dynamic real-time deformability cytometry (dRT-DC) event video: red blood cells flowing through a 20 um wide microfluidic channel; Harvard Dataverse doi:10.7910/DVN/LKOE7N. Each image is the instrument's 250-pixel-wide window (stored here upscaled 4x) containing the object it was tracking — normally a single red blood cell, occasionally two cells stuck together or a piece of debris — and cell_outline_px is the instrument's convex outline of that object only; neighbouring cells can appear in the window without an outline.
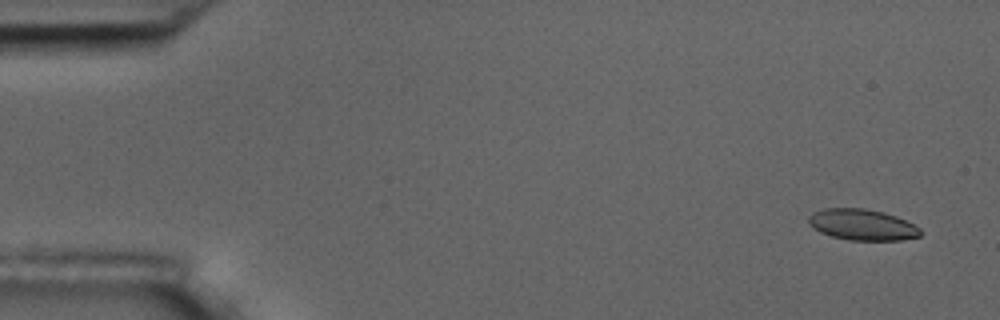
{"species": "common noctule bat (a hibernating species)", "species_latin": "Nyctalus noctula", "temperature_condition": "room temperature", "stored_images_in_passage": 4, "camera_frame_rate_fps": 3000, "um_per_image_px": 0.085, "animal": {"sex": "male", "body_mass_g": 17.5, "forearm_length_mm": 52.3}, "frame": {"image": 1, "passage_image": 1, "time_ms": 0.0, "image_size_px": [1000, 320], "cell_outline_px": [[920, 236], [900, 240], [848, 240], [832, 236], [820, 232], [812, 228], [808, 224], [808, 216], [812, 212], [824, 208], [864, 208], [884, 212], [896, 216], [920, 228]], "centroid_in_image_um": [73.23, 19.09], "position_along_channel_um": 11.8, "area_um2": 20.29}}
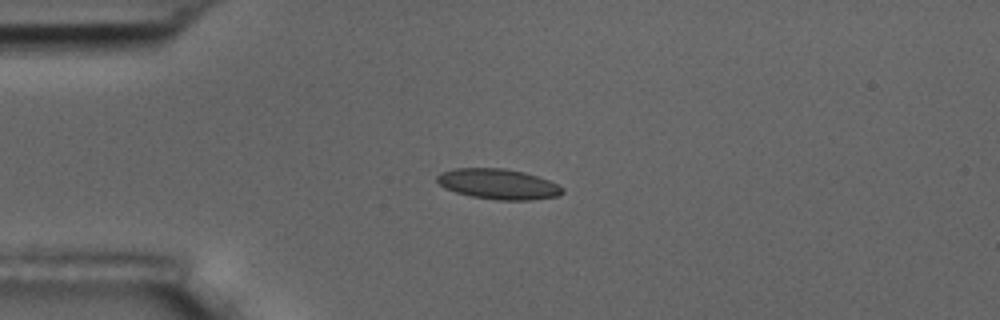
{"frame": {"image": 2, "passage_image": 4, "time_ms": 3.667, "image_size_px": [1000, 320], "cell_outline_px": [[564, 192], [556, 196], [532, 200], [496, 200], [472, 196], [456, 192], [444, 188], [436, 180], [436, 176], [440, 172], [456, 168], [504, 168], [524, 172], [548, 180], [564, 188]], "centroid_in_image_um": [42.33, 15.64], "position_along_channel_um": 42.7, "area_um2": 22.14}}